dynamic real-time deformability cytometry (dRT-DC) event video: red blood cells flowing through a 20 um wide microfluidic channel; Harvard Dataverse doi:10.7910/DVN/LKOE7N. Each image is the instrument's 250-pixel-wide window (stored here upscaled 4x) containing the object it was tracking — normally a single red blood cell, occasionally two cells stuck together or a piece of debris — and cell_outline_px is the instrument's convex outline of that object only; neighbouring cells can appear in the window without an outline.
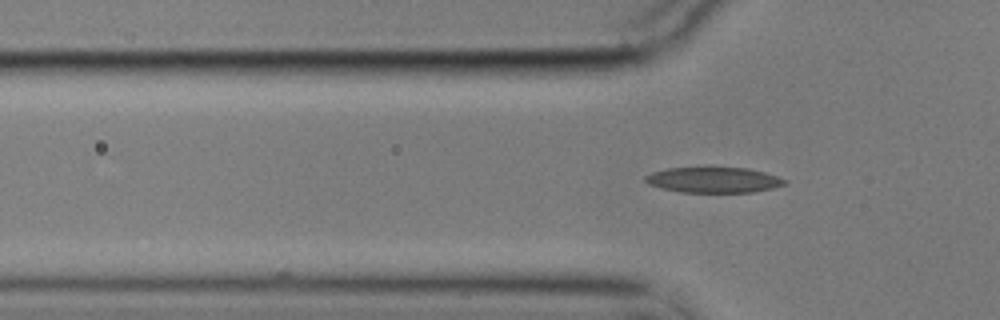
{"species": "common noctule bat (a hibernating species)", "species_latin": "Nyctalus noctula", "temperature_condition": "cold", "stored_images_in_passage": 5, "camera_frame_rate_fps": 3000, "um_per_image_px": 0.085, "animal": {"sex": "male", "body_mass_g": 17.9}, "frame": {"image": 1, "passage_image": 5, "time_ms": 1.333, "image_size_px": [1000, 320], "cell_outline_px": [[788, 184], [772, 188], [752, 192], [680, 192], [648, 184], [644, 180], [644, 176], [652, 172], [668, 168], [708, 164], [748, 168], [764, 172], [788, 180]], "centroid_in_image_um": [60.65, 15.23], "position_along_channel_um": 65.2, "area_um2": 21.73}}